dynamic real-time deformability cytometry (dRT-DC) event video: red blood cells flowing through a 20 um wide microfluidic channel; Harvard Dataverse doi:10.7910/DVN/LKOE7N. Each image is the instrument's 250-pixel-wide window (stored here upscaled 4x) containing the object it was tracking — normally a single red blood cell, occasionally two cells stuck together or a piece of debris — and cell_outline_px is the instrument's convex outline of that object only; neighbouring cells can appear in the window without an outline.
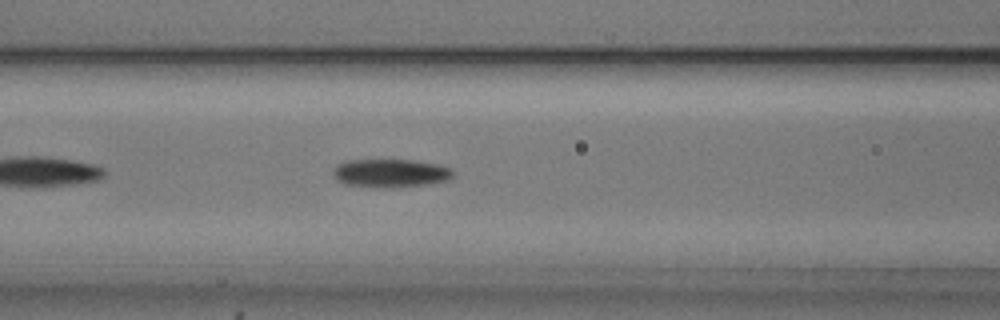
{"species": "common noctule bat (a hibernating species)", "species_latin": "Nyctalus noctula", "temperature_condition": "cold", "stored_images_in_passage": 39, "camera_frame_rate_fps": 3000, "um_per_image_px": 0.085, "animal": {"sex": "male", "body_mass_g": 20.5, "forearm_length_mm": 52.5}, "frame": {"image": 1, "passage_image": 9, "time_ms": 2.667, "image_size_px": [1000, 320], "cell_outline_px": [[452, 176], [448, 180], [432, 184], [392, 188], [384, 188], [344, 184], [336, 180], [332, 172], [340, 164], [348, 160], [412, 160], [440, 164], [452, 168]], "centroid_in_image_um": [33.24, 14.73], "position_along_channel_um": 133.4, "area_um2": 19.94}}
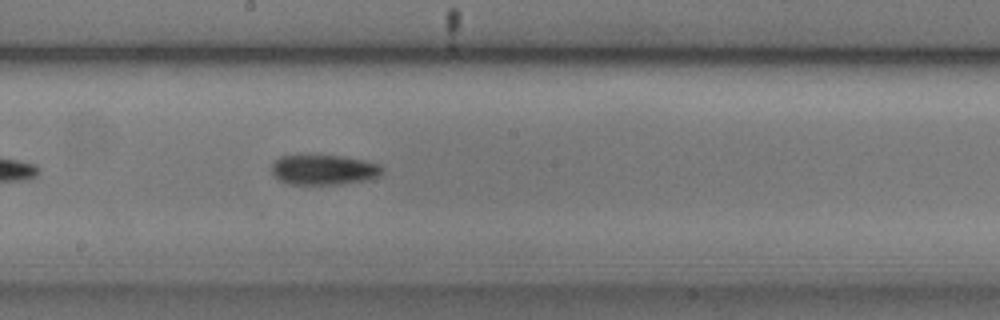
{"frame": {"image": 2, "passage_image": 16, "time_ms": 5.0, "image_size_px": [1000, 320], "cell_outline_px": [[384, 172], [380, 176], [368, 180], [340, 184], [288, 184], [272, 176], [272, 160], [280, 156], [340, 156], [364, 160], [380, 164], [384, 168]], "centroid_in_image_um": [27.54, 14.44], "position_along_channel_um": 220.7, "area_um2": 19.54}}
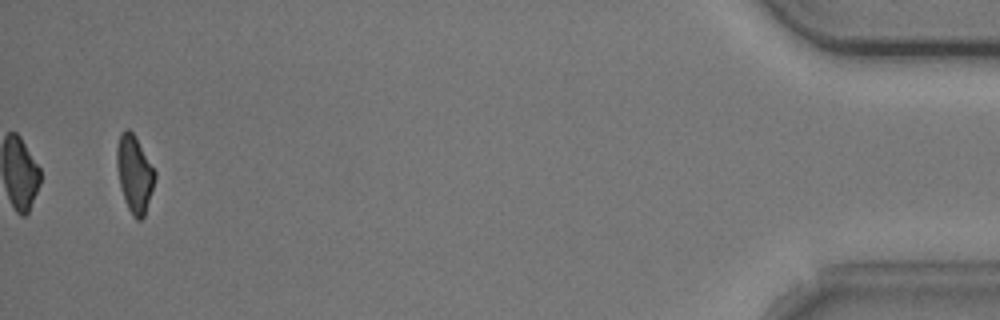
{"frame": {"image": 3, "passage_image": 39, "time_ms": 12.667, "image_size_px": [1000, 320], "cell_outline_px": [[156, 176], [144, 216], [140, 220], [136, 220], [132, 216], [128, 208], [120, 184], [116, 164], [116, 148], [120, 132], [124, 128], [128, 128], [132, 132], [156, 172]], "centroid_in_image_um": [11.41, 14.75], "position_along_channel_um": 423.8, "area_um2": 16.82}, "authors_computed_cell_mechanics": {"area_um2": 19.2474, "velocity_mm_per_s": 3.733, "shape_relaxation_time_tau1_ms": 5.1518, "shape_relaxation_time_tau2_ms": null, "deformation_change_tau1": 0.1229, "deformation_change_tau2": null}}